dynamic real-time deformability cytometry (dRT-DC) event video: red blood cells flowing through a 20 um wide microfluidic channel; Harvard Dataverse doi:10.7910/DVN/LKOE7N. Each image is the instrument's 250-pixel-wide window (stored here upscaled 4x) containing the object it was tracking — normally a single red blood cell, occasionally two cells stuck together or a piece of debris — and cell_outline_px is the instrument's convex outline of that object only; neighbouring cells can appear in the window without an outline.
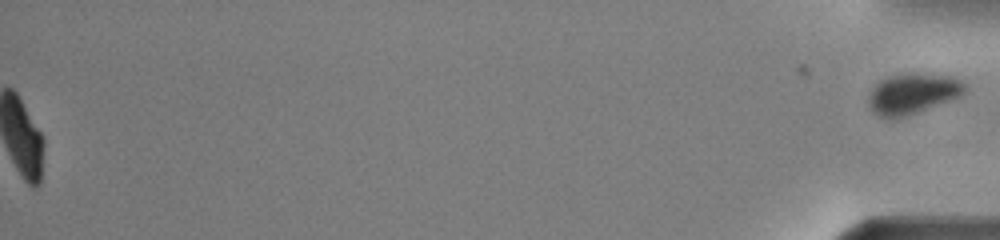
{"species": "common noctule bat (a hibernating species)", "species_latin": "Nyctalus noctula", "temperature_condition": "warm", "stored_images_in_passage": 46, "segment_of_instrument_passage": [2, 2], "camera_frame_rate_fps": 3000, "um_per_image_px": 0.085, "animal": {"sex": "male", "body_mass_g": 13.0, "forearm_length_mm": 53.1}, "frame": {"image": 1, "passage_image": 46, "time_ms": 15.0, "image_size_px": [1000, 240], "cell_outline_px": [[968, 88], [964, 96], [908, 116], [896, 120], [888, 120], [872, 112], [868, 104], [868, 96], [872, 88], [880, 80], [888, 76], [908, 72], [952, 76], [968, 84]], "centroid_in_image_um": [77.61, 7.98], "position_along_channel_um": 357.6, "area_um2": 23.76}}